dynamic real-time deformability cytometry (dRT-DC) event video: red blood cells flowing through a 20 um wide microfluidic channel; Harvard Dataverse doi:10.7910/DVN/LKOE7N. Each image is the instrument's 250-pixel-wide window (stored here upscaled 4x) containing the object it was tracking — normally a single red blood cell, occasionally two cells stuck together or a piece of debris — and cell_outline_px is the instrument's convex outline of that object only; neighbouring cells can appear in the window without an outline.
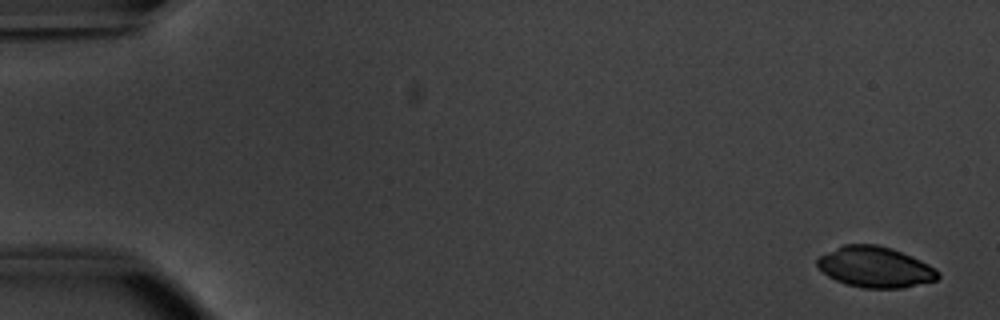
{"species": "common noctule bat (a hibernating species)", "species_latin": "Nyctalus noctula", "temperature_condition": "warm", "stored_images_in_passage": 53, "camera_frame_rate_fps": 3000, "um_per_image_px": 0.085, "animal": {"sex": "male", "body_mass_g": 20.1, "forearm_length_mm": 53.5}, "frame": {"image": 1, "passage_image": 2, "time_ms": 0.333, "image_size_px": [1000, 320], "cell_outline_px": [[940, 276], [936, 280], [900, 288], [864, 288], [848, 284], [836, 280], [828, 276], [816, 264], [816, 260], [820, 256], [844, 244], [876, 244], [892, 248], [912, 256], [936, 268], [940, 272]], "centroid_in_image_um": [74.41, 22.69], "position_along_channel_um": 10.6, "area_um2": 28.5}}